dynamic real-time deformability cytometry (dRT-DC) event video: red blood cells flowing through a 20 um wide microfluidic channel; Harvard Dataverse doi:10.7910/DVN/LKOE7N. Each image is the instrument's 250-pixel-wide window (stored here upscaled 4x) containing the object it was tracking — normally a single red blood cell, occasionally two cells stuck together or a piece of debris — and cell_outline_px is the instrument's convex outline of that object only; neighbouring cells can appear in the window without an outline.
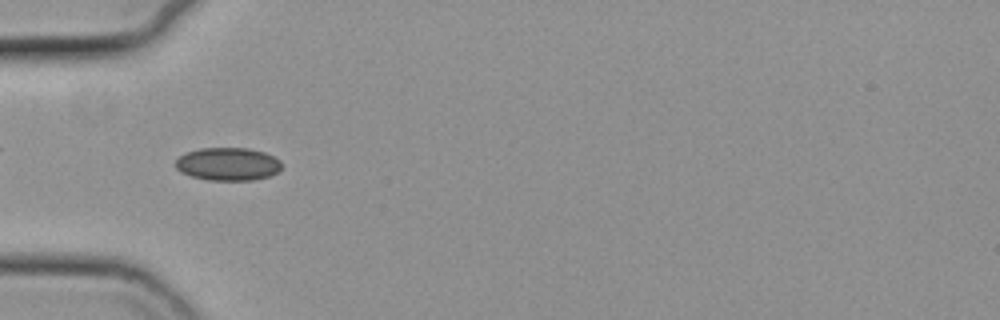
{"species": "common noctule bat (a hibernating species)", "species_latin": "Nyctalus noctula", "temperature_condition": "cold", "stored_images_in_passage": 56, "camera_frame_rate_fps": 3000, "um_per_image_px": 0.085, "animal": {"sex": "female", "body_mass_g": 19.3, "forearm_length_mm": 54.1}, "frame": {"image": 1, "passage_image": 19, "time_ms": 6.0, "image_size_px": [1000, 320], "cell_outline_px": [[280, 168], [276, 172], [268, 176], [252, 180], [208, 180], [192, 176], [180, 172], [176, 168], [176, 160], [180, 156], [188, 152], [200, 148], [248, 148], [264, 152], [280, 160]], "centroid_in_image_um": [19.35, 13.94], "position_along_channel_um": 65.6, "area_um2": 20.17}}
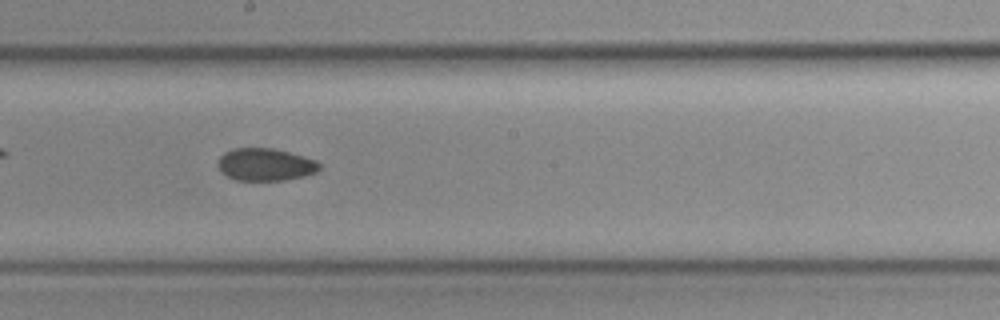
{"frame": {"image": 2, "passage_image": 32, "time_ms": 10.333, "image_size_px": [1000, 320], "cell_outline_px": [[320, 168], [316, 172], [304, 176], [284, 180], [236, 180], [228, 176], [216, 164], [216, 160], [224, 152], [232, 148], [272, 148], [288, 152], [316, 160], [320, 164]], "centroid_in_image_um": [22.54, 13.98], "position_along_channel_um": 225.7, "area_um2": 19.13}}
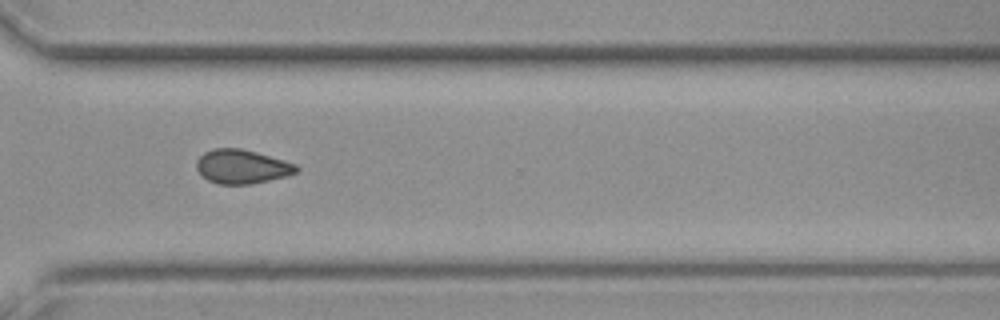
{"frame": {"image": 3, "passage_image": 42, "time_ms": 13.667, "image_size_px": [1000, 320], "cell_outline_px": [[300, 168], [296, 172], [288, 176], [252, 184], [216, 184], [200, 176], [196, 168], [196, 160], [204, 152], [212, 148], [240, 148], [256, 152], [284, 160], [296, 164]], "centroid_in_image_um": [20.54, 14.17], "position_along_channel_um": 350.1, "area_um2": 20.06}, "authors_computed_cell_mechanics": {"area_um2": 19.9121, "velocity_mm_per_s": 3.7288, "shape_relaxation_time_tau1_ms": null, "shape_relaxation_time_tau2_ms": 11.3626, "deformation_change_tau1": null, "deformation_change_tau2": 0.1249}}